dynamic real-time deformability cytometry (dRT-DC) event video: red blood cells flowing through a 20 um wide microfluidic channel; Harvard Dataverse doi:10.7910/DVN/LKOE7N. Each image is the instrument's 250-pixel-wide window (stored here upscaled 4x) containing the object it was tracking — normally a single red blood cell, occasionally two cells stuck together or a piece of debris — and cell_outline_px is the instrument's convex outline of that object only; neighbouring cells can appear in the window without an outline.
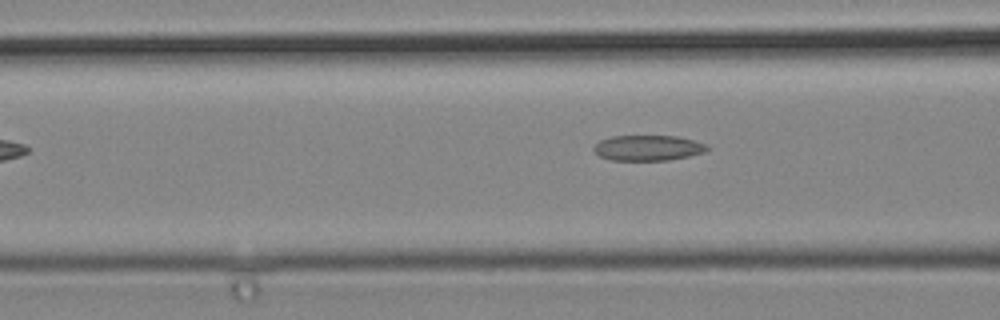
{"species": "common noctule bat (a hibernating species)", "species_latin": "Nyctalus noctula", "temperature_condition": "cold", "stored_images_in_passage": 4, "camera_frame_rate_fps": 3000, "um_per_image_px": 0.085, "animal": {"sex": "male", "body_mass_g": 19.2, "forearm_length_mm": 51.8}, "frame": {"image": 1, "passage_image": 3, "time_ms": 0.667, "image_size_px": [1000, 320], "cell_outline_px": [[708, 148], [704, 152], [688, 156], [668, 160], [612, 160], [600, 156], [592, 148], [600, 140], [612, 136], [676, 136], [708, 144]], "centroid_in_image_um": [55.07, 12.57], "position_along_channel_um": 111.5, "area_um2": 16.65}}
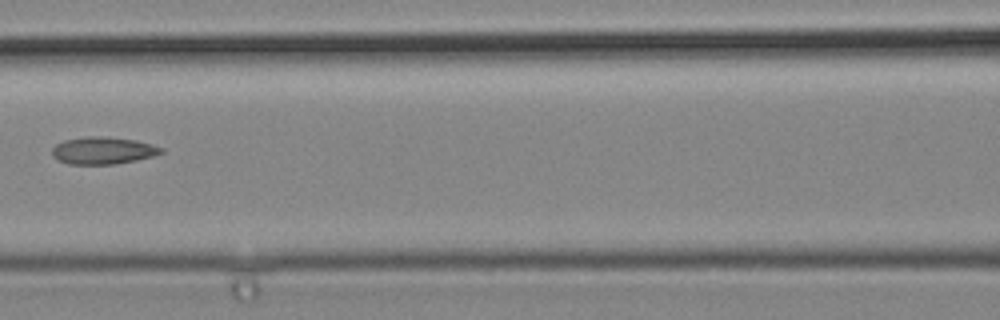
{"frame": {"image": 2, "passage_image": 4, "time_ms": 1.0, "image_size_px": [1000, 320], "cell_outline_px": [[164, 152], [152, 156], [136, 160], [116, 164], [68, 164], [56, 160], [52, 156], [52, 148], [56, 144], [64, 140], [88, 136], [100, 136], [136, 140], [152, 144], [164, 148]], "centroid_in_image_um": [8.74, 12.8], "position_along_channel_um": 157.9, "area_um2": 17.4}}